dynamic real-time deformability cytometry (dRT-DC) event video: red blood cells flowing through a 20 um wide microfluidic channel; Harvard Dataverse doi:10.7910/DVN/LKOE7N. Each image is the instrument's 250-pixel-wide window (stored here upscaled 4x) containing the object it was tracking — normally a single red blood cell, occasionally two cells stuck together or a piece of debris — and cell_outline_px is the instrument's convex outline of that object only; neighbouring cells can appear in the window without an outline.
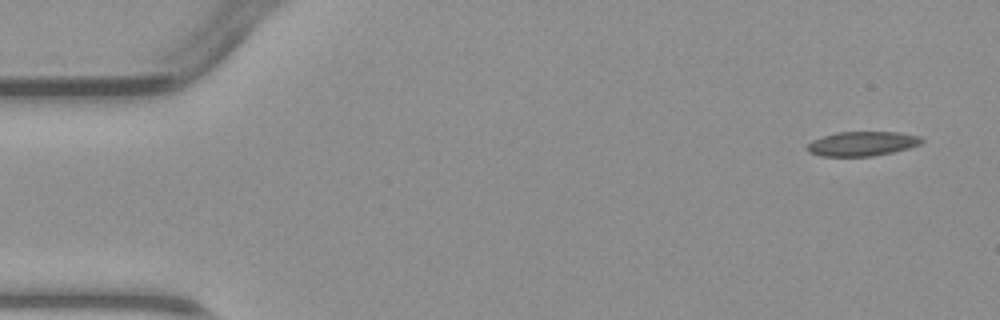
{"species": "common noctule bat (a hibernating species)", "species_latin": "Nyctalus noctula", "temperature_condition": "warm", "stored_images_in_passage": 4, "camera_frame_rate_fps": 3000, "um_per_image_px": 0.085, "animal": {"sex": "male", "body_mass_g": 23.1, "forearm_length_mm": 52.7}, "frame": {"image": 1, "passage_image": 1, "time_ms": 0.0, "image_size_px": [1000, 320], "cell_outline_px": [[924, 140], [920, 144], [908, 148], [892, 152], [872, 156], [820, 156], [808, 152], [808, 144], [812, 140], [836, 132], [900, 132], [920, 136]], "centroid_in_image_um": [73.29, 12.21], "position_along_channel_um": 11.7, "area_um2": 16.24}}